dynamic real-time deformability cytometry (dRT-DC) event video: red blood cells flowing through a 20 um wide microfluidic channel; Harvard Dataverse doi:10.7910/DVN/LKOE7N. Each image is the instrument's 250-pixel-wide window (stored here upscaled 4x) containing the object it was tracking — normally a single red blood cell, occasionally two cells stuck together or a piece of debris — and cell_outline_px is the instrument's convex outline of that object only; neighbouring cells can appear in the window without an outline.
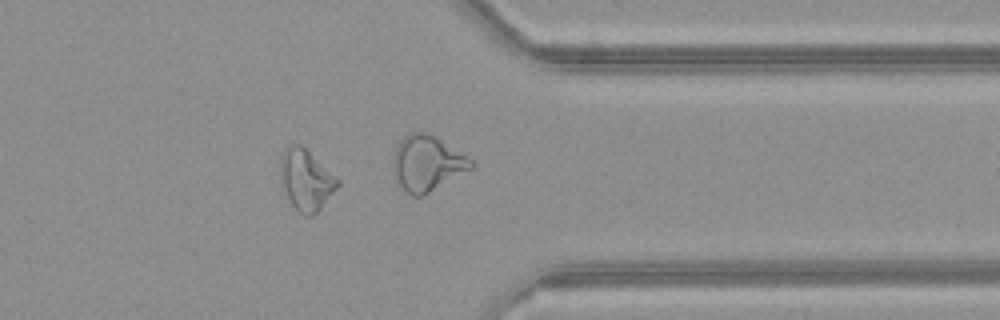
{"species": "common noctule bat (a hibernating species)", "species_latin": "Nyctalus noctula", "temperature_condition": "warm", "stored_images_in_passage": 38, "camera_frame_rate_fps": 3000, "um_per_image_px": 0.085, "animal": {"sex": "female", "body_mass_g": 21.9}, "frame": {"image": 1, "passage_image": 33, "time_ms": 10.667, "image_size_px": [1000, 320], "cell_outline_px": [[340, 184], [320, 208], [312, 216], [304, 216], [288, 200], [280, 180], [280, 156], [284, 148], [292, 144], [300, 144], [340, 180]], "centroid_in_image_um": [25.98, 15.28], "position_along_channel_um": 385.4, "area_um2": 20.11}, "authors_computed_cell_mechanics": {"area_um2": 17.9469, "velocity_mm_per_s": 4.0474, "shape_relaxation_time_tau1_ms": null, "shape_relaxation_time_tau2_ms": 4.9607, "deformation_change_tau1": null, "deformation_change_tau2": 0.1615}}